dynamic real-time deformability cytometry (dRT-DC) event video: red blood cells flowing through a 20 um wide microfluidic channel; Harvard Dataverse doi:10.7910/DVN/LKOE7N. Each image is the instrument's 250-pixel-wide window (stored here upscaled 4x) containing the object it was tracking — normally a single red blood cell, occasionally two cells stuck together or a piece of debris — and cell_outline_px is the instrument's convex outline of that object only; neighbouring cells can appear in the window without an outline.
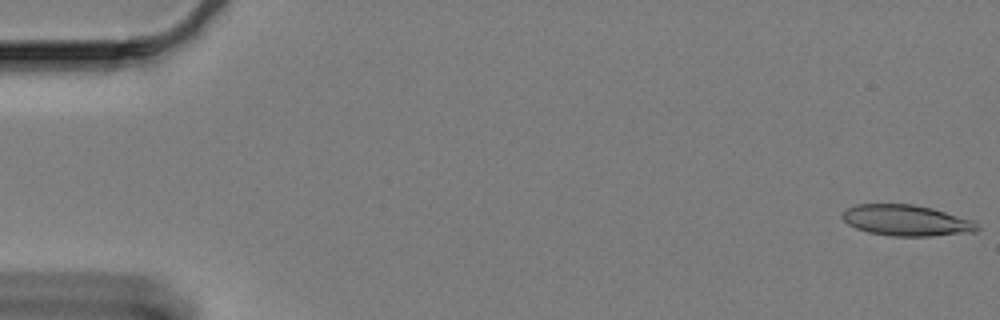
{"species": "Egyptian fruit bat (a non-hibernating species)", "species_latin": "Rousettus aegyptiacus", "temperature_condition": "cold", "stored_images_in_passage": 61, "camera_frame_rate_fps": 3000, "um_per_image_px": 0.085, "animal": {"sex": "female"}, "frame": {"image": 1, "passage_image": 1, "time_ms": 0.0, "image_size_px": [1000, 320], "cell_outline_px": [[980, 228], [976, 232], [932, 236], [892, 236], [868, 232], [856, 228], [848, 224], [840, 216], [848, 208], [856, 204], [912, 204], [932, 208], [972, 220], [980, 224]], "centroid_in_image_um": [77.07, 18.74], "position_along_channel_um": 7.9, "area_um2": 24.39}}
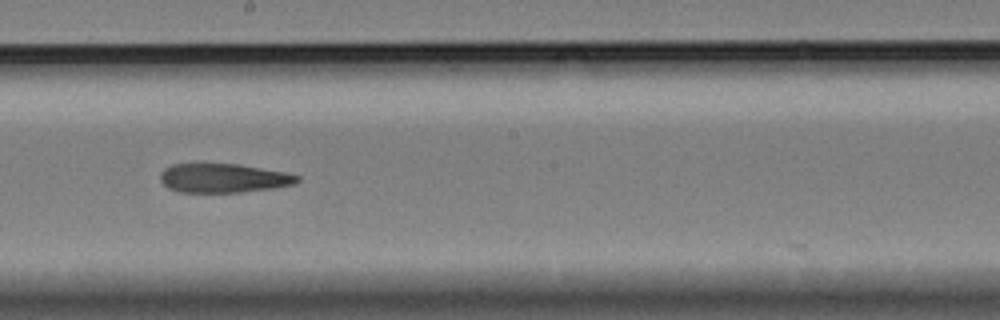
{"frame": {"image": 2, "passage_image": 34, "time_ms": 11.0, "image_size_px": [1000, 320], "cell_outline_px": [[300, 180], [296, 184], [272, 188], [240, 192], [180, 192], [168, 188], [160, 180], [160, 172], [164, 168], [172, 164], [240, 164], [284, 172], [300, 176]], "centroid_in_image_um": [18.99, 15.14], "position_along_channel_um": 229.2, "area_um2": 23.18}}
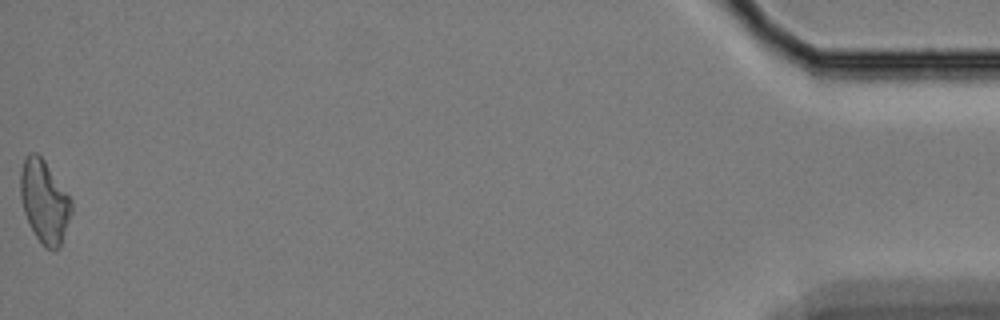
{"frame": {"image": 3, "passage_image": 61, "time_ms": 20.0, "image_size_px": [1000, 320], "cell_outline_px": [[72, 212], [60, 248], [52, 252], [44, 248], [28, 224], [24, 212], [20, 196], [20, 172], [24, 160], [32, 152], [36, 152], [44, 160], [72, 200]], "centroid_in_image_um": [3.78, 17.19], "position_along_channel_um": 431.4, "area_um2": 24.68}}